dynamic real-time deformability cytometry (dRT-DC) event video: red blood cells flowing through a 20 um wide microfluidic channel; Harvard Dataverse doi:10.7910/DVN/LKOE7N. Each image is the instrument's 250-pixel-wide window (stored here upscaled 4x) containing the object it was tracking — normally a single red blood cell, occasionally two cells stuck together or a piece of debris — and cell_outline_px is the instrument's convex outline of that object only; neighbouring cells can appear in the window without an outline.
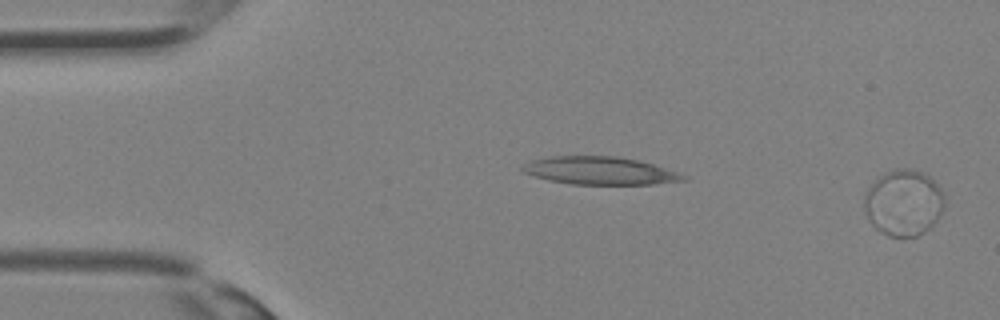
{"species": "Egyptian fruit bat (a non-hibernating species)", "species_latin": "Rousettus aegyptiacus", "temperature_condition": "room temperature", "stored_images_in_passage": 35, "camera_frame_rate_fps": 3000, "um_per_image_px": 0.085, "animal": {"sex": "female"}, "frame": {"image": 1, "passage_image": 1, "time_ms": 0.0, "image_size_px": [1000, 320], "cell_outline_px": [[944, 208], [936, 220], [924, 232], [916, 236], [888, 236], [880, 232], [868, 220], [864, 212], [864, 192], [884, 172], [896, 168], [912, 168], [924, 172], [940, 188], [944, 196]], "centroid_in_image_um": [76.78, 17.22], "position_along_channel_um": 8.2, "area_um2": 31.04}}
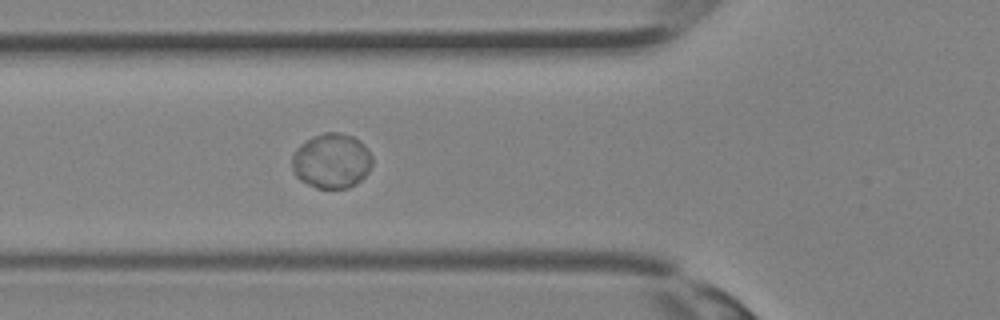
{"frame": {"image": 2, "passage_image": 13, "time_ms": 4.0, "image_size_px": [1000, 320], "cell_outline_px": [[372, 164], [368, 172], [356, 184], [348, 188], [316, 188], [300, 180], [296, 176], [292, 168], [292, 156], [296, 148], [300, 144], [312, 136], [324, 132], [340, 132], [352, 136], [360, 140], [364, 144], [372, 156]], "centroid_in_image_um": [28.18, 13.66], "position_along_channel_um": 97.6, "area_um2": 25.89}}
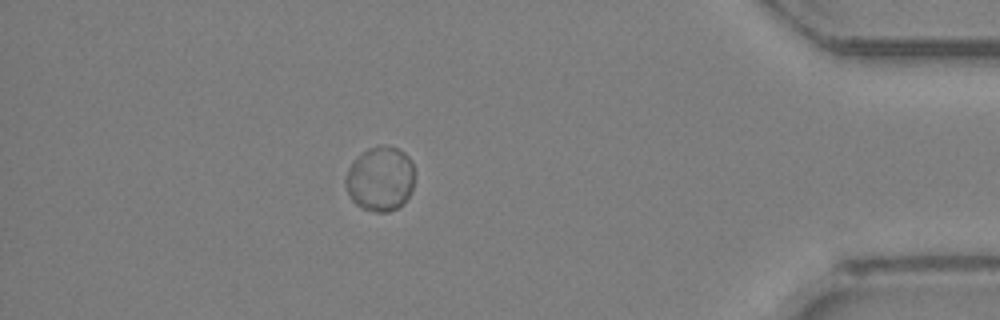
{"frame": {"image": 3, "passage_image": 31, "time_ms": 10.0, "image_size_px": [1000, 320], "cell_outline_px": [[412, 192], [404, 204], [388, 212], [376, 212], [360, 208], [352, 200], [344, 184], [344, 180], [348, 168], [368, 148], [380, 144], [396, 148], [404, 152], [408, 156], [412, 164]], "centroid_in_image_um": [32.31, 15.22], "position_along_channel_um": 402.9, "area_um2": 25.89}}